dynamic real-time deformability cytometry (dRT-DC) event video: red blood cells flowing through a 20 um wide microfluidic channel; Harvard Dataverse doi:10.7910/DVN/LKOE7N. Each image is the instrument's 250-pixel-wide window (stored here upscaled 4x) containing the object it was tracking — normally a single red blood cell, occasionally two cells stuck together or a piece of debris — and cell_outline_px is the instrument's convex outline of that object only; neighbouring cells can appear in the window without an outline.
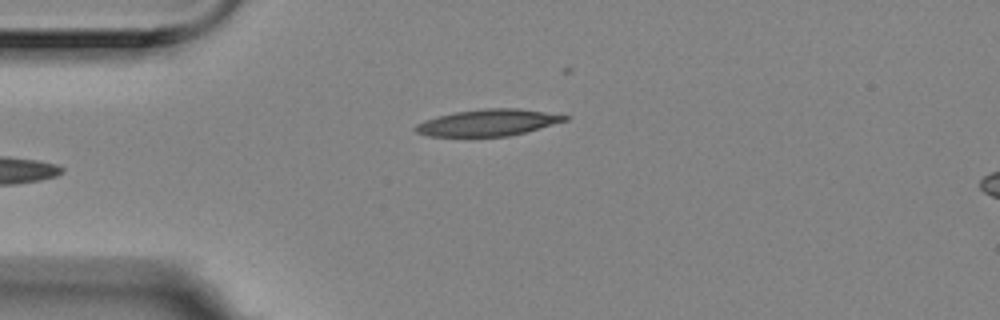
{"species": "Egyptian fruit bat (a non-hibernating species)", "species_latin": "Rousettus aegyptiacus", "temperature_condition": "room temperature", "stored_images_in_passage": 2, "camera_frame_rate_fps": 3000, "um_per_image_px": 0.085, "animal": {"sex": "female"}, "frame": {"image": 1, "passage_image": 2, "time_ms": 0.333, "image_size_px": [1000, 320], "cell_outline_px": [[572, 116], [568, 120], [524, 132], [508, 136], [428, 136], [416, 132], [412, 128], [416, 124], [424, 120], [436, 116], [456, 112], [484, 108], [520, 108]], "centroid_in_image_um": [41.47, 10.41], "position_along_channel_um": 43.5, "area_um2": 23.12}}